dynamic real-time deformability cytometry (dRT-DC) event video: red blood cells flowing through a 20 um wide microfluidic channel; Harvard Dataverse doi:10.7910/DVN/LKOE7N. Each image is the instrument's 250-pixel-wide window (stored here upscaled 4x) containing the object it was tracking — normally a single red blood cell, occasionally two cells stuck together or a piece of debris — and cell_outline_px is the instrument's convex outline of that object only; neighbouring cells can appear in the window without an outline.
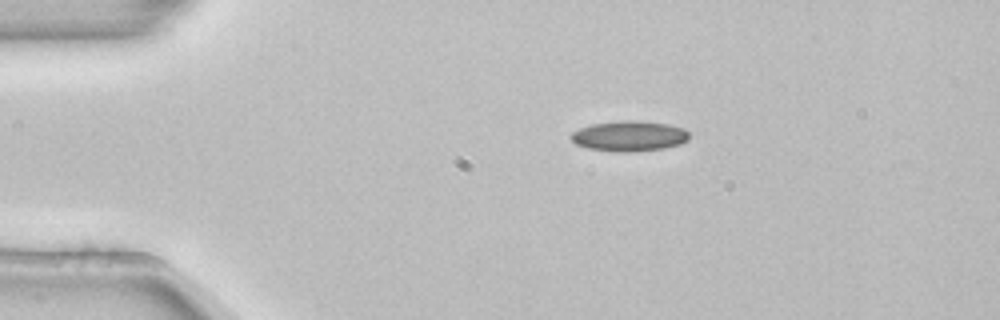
{"species": "common noctule bat (a hibernating species)", "species_latin": "Nyctalus noctula", "temperature_condition": "room temperature", "stored_images_in_passage": 44, "camera_frame_rate_fps": 3000, "um_per_image_px": 0.085, "animal": {"sex": "female", "body_mass_g": 22.7, "forearm_length_mm": 54.2}, "frame": {"image": 1, "passage_image": 1, "time_ms": 0.0, "image_size_px": [1000, 320], "cell_outline_px": [[688, 140], [680, 144], [664, 148], [632, 152], [624, 152], [588, 148], [576, 144], [568, 136], [572, 132], [580, 128], [592, 124], [620, 120], [636, 120], [668, 124], [684, 128], [688, 132]], "centroid_in_image_um": [53.48, 11.55], "position_along_channel_um": 31.5, "area_um2": 20.92}}
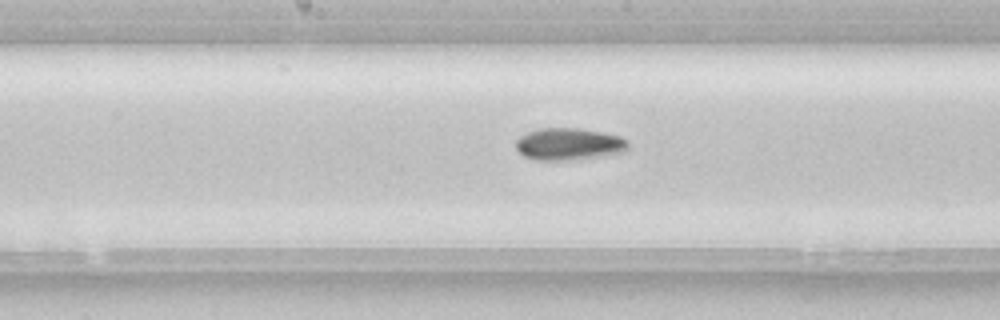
{"frame": {"image": 2, "passage_image": 18, "time_ms": 5.667, "image_size_px": [1000, 320], "cell_outline_px": [[628, 148], [624, 152], [580, 160], [532, 160], [524, 156], [516, 148], [516, 140], [520, 136], [528, 132], [540, 128], [576, 128], [600, 132], [620, 136], [628, 140]], "centroid_in_image_um": [48.36, 12.26], "position_along_channel_um": 199.8, "area_um2": 21.15}}
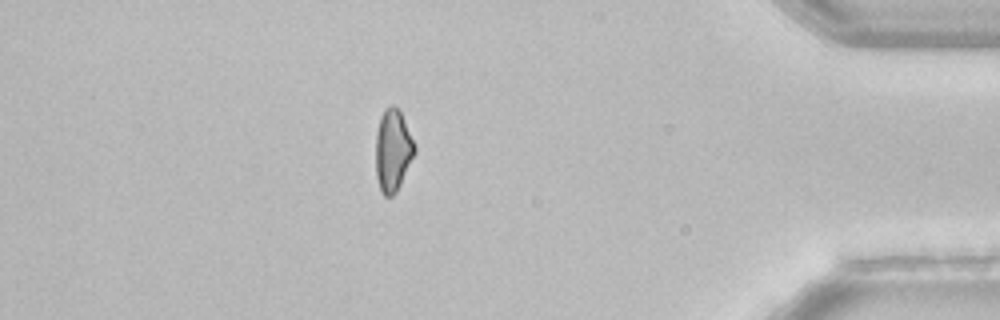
{"frame": {"image": 3, "passage_image": 37, "time_ms": 12.0, "image_size_px": [1000, 320], "cell_outline_px": [[416, 152], [396, 192], [392, 196], [384, 196], [380, 192], [376, 176], [376, 132], [380, 116], [384, 108], [388, 104], [392, 104], [400, 112], [416, 144]], "centroid_in_image_um": [33.38, 12.77], "position_along_channel_um": 401.8, "area_um2": 18.79}, "authors_computed_cell_mechanics": {"area_um2": 19.941, "velocity_mm_per_s": 3.8726, "shape_relaxation_time_tau1_ms": 6.7588, "shape_relaxation_time_tau2_ms": null, "deformation_change_tau1": 0.1085, "deformation_change_tau2": null}}